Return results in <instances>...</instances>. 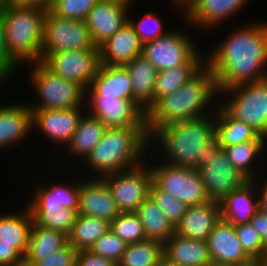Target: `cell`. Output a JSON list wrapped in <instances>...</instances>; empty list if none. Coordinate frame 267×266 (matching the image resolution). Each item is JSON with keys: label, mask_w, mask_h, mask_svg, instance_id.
Here are the masks:
<instances>
[{"label": "cell", "mask_w": 267, "mask_h": 266, "mask_svg": "<svg viewBox=\"0 0 267 266\" xmlns=\"http://www.w3.org/2000/svg\"><path fill=\"white\" fill-rule=\"evenodd\" d=\"M264 22L235 27L204 57L219 92L267 78V22Z\"/></svg>", "instance_id": "1"}, {"label": "cell", "mask_w": 267, "mask_h": 266, "mask_svg": "<svg viewBox=\"0 0 267 266\" xmlns=\"http://www.w3.org/2000/svg\"><path fill=\"white\" fill-rule=\"evenodd\" d=\"M216 97H220L216 78L205 64L187 83L174 93L161 97L147 111L146 128L149 137L160 127L215 113L217 107H209L211 103L212 106H218L212 101Z\"/></svg>", "instance_id": "2"}, {"label": "cell", "mask_w": 267, "mask_h": 266, "mask_svg": "<svg viewBox=\"0 0 267 266\" xmlns=\"http://www.w3.org/2000/svg\"><path fill=\"white\" fill-rule=\"evenodd\" d=\"M150 146L153 144L150 143L146 127L106 128L99 143L82 161L91 169L90 177L95 174V177L101 178L144 163V157H147L144 155L148 154L146 150Z\"/></svg>", "instance_id": "3"}, {"label": "cell", "mask_w": 267, "mask_h": 266, "mask_svg": "<svg viewBox=\"0 0 267 266\" xmlns=\"http://www.w3.org/2000/svg\"><path fill=\"white\" fill-rule=\"evenodd\" d=\"M213 114L158 128L150 136V142L160 144L157 151L163 153L157 154L162 155L163 162L194 168L202 160L205 143L215 136Z\"/></svg>", "instance_id": "4"}, {"label": "cell", "mask_w": 267, "mask_h": 266, "mask_svg": "<svg viewBox=\"0 0 267 266\" xmlns=\"http://www.w3.org/2000/svg\"><path fill=\"white\" fill-rule=\"evenodd\" d=\"M46 9L3 4L0 20L5 45L19 64L41 62Z\"/></svg>", "instance_id": "5"}, {"label": "cell", "mask_w": 267, "mask_h": 266, "mask_svg": "<svg viewBox=\"0 0 267 266\" xmlns=\"http://www.w3.org/2000/svg\"><path fill=\"white\" fill-rule=\"evenodd\" d=\"M29 65L32 66L29 80L39 98L33 105L28 104L31 110L69 109L85 104V90L77 83L54 74L42 62Z\"/></svg>", "instance_id": "6"}, {"label": "cell", "mask_w": 267, "mask_h": 266, "mask_svg": "<svg viewBox=\"0 0 267 266\" xmlns=\"http://www.w3.org/2000/svg\"><path fill=\"white\" fill-rule=\"evenodd\" d=\"M223 95L228 96V101L221 102V106L267 139V78L224 89L220 91L221 99Z\"/></svg>", "instance_id": "7"}, {"label": "cell", "mask_w": 267, "mask_h": 266, "mask_svg": "<svg viewBox=\"0 0 267 266\" xmlns=\"http://www.w3.org/2000/svg\"><path fill=\"white\" fill-rule=\"evenodd\" d=\"M170 29L165 35L143 44L142 55L158 72L185 63H206L187 33Z\"/></svg>", "instance_id": "8"}, {"label": "cell", "mask_w": 267, "mask_h": 266, "mask_svg": "<svg viewBox=\"0 0 267 266\" xmlns=\"http://www.w3.org/2000/svg\"><path fill=\"white\" fill-rule=\"evenodd\" d=\"M147 163L151 165L149 168L152 173V182L188 207L210 201L199 171L195 168L166 162L156 165L149 161Z\"/></svg>", "instance_id": "9"}, {"label": "cell", "mask_w": 267, "mask_h": 266, "mask_svg": "<svg viewBox=\"0 0 267 266\" xmlns=\"http://www.w3.org/2000/svg\"><path fill=\"white\" fill-rule=\"evenodd\" d=\"M95 47L84 21L60 18L47 10L41 61L48 54L71 50H93Z\"/></svg>", "instance_id": "10"}, {"label": "cell", "mask_w": 267, "mask_h": 266, "mask_svg": "<svg viewBox=\"0 0 267 266\" xmlns=\"http://www.w3.org/2000/svg\"><path fill=\"white\" fill-rule=\"evenodd\" d=\"M146 162L101 177L110 189L120 212H135L149 197L152 173Z\"/></svg>", "instance_id": "11"}, {"label": "cell", "mask_w": 267, "mask_h": 266, "mask_svg": "<svg viewBox=\"0 0 267 266\" xmlns=\"http://www.w3.org/2000/svg\"><path fill=\"white\" fill-rule=\"evenodd\" d=\"M54 74L73 81L85 91L101 65L100 50H71L48 54L41 61Z\"/></svg>", "instance_id": "12"}, {"label": "cell", "mask_w": 267, "mask_h": 266, "mask_svg": "<svg viewBox=\"0 0 267 266\" xmlns=\"http://www.w3.org/2000/svg\"><path fill=\"white\" fill-rule=\"evenodd\" d=\"M85 101L87 113L99 119L107 128L146 127V114L132 100L85 97Z\"/></svg>", "instance_id": "13"}, {"label": "cell", "mask_w": 267, "mask_h": 266, "mask_svg": "<svg viewBox=\"0 0 267 266\" xmlns=\"http://www.w3.org/2000/svg\"><path fill=\"white\" fill-rule=\"evenodd\" d=\"M85 110V104L69 109L32 110V129L37 128L55 146L62 144L66 147L86 113Z\"/></svg>", "instance_id": "14"}, {"label": "cell", "mask_w": 267, "mask_h": 266, "mask_svg": "<svg viewBox=\"0 0 267 266\" xmlns=\"http://www.w3.org/2000/svg\"><path fill=\"white\" fill-rule=\"evenodd\" d=\"M131 2L98 0L84 20L93 43L100 47L128 22Z\"/></svg>", "instance_id": "15"}, {"label": "cell", "mask_w": 267, "mask_h": 266, "mask_svg": "<svg viewBox=\"0 0 267 266\" xmlns=\"http://www.w3.org/2000/svg\"><path fill=\"white\" fill-rule=\"evenodd\" d=\"M198 171L211 201L220 202L225 196L248 181L232 165L224 149L216 155V158H211L208 165L201 167Z\"/></svg>", "instance_id": "16"}, {"label": "cell", "mask_w": 267, "mask_h": 266, "mask_svg": "<svg viewBox=\"0 0 267 266\" xmlns=\"http://www.w3.org/2000/svg\"><path fill=\"white\" fill-rule=\"evenodd\" d=\"M77 214L113 221L120 211L106 182L99 177L80 180Z\"/></svg>", "instance_id": "17"}, {"label": "cell", "mask_w": 267, "mask_h": 266, "mask_svg": "<svg viewBox=\"0 0 267 266\" xmlns=\"http://www.w3.org/2000/svg\"><path fill=\"white\" fill-rule=\"evenodd\" d=\"M85 96L129 99L145 113V108L133 97L132 81L124 66L100 65Z\"/></svg>", "instance_id": "18"}, {"label": "cell", "mask_w": 267, "mask_h": 266, "mask_svg": "<svg viewBox=\"0 0 267 266\" xmlns=\"http://www.w3.org/2000/svg\"><path fill=\"white\" fill-rule=\"evenodd\" d=\"M248 0H194L184 11L185 21L199 29H215L242 9Z\"/></svg>", "instance_id": "19"}, {"label": "cell", "mask_w": 267, "mask_h": 266, "mask_svg": "<svg viewBox=\"0 0 267 266\" xmlns=\"http://www.w3.org/2000/svg\"><path fill=\"white\" fill-rule=\"evenodd\" d=\"M206 242L212 262L237 265L251 259L238 240L235 226L222 219L208 235Z\"/></svg>", "instance_id": "20"}, {"label": "cell", "mask_w": 267, "mask_h": 266, "mask_svg": "<svg viewBox=\"0 0 267 266\" xmlns=\"http://www.w3.org/2000/svg\"><path fill=\"white\" fill-rule=\"evenodd\" d=\"M221 219L234 226L248 223L259 210L257 180H248L220 202Z\"/></svg>", "instance_id": "21"}, {"label": "cell", "mask_w": 267, "mask_h": 266, "mask_svg": "<svg viewBox=\"0 0 267 266\" xmlns=\"http://www.w3.org/2000/svg\"><path fill=\"white\" fill-rule=\"evenodd\" d=\"M143 43L129 22L100 47V63L124 66L142 55Z\"/></svg>", "instance_id": "22"}, {"label": "cell", "mask_w": 267, "mask_h": 266, "mask_svg": "<svg viewBox=\"0 0 267 266\" xmlns=\"http://www.w3.org/2000/svg\"><path fill=\"white\" fill-rule=\"evenodd\" d=\"M219 202L208 201L187 207L185 215L175 227V233L193 240L207 241L215 225L220 221Z\"/></svg>", "instance_id": "23"}, {"label": "cell", "mask_w": 267, "mask_h": 266, "mask_svg": "<svg viewBox=\"0 0 267 266\" xmlns=\"http://www.w3.org/2000/svg\"><path fill=\"white\" fill-rule=\"evenodd\" d=\"M32 130V110L28 103L0 104V150L19 144Z\"/></svg>", "instance_id": "24"}, {"label": "cell", "mask_w": 267, "mask_h": 266, "mask_svg": "<svg viewBox=\"0 0 267 266\" xmlns=\"http://www.w3.org/2000/svg\"><path fill=\"white\" fill-rule=\"evenodd\" d=\"M79 180L71 183H54L51 186H37L33 190L32 199L26 203L28 209H61L62 207L74 210L79 209ZM73 182V183H72ZM46 186V187H45Z\"/></svg>", "instance_id": "25"}, {"label": "cell", "mask_w": 267, "mask_h": 266, "mask_svg": "<svg viewBox=\"0 0 267 266\" xmlns=\"http://www.w3.org/2000/svg\"><path fill=\"white\" fill-rule=\"evenodd\" d=\"M164 256L181 266H207L211 263L206 241L193 240L176 233L163 244Z\"/></svg>", "instance_id": "26"}, {"label": "cell", "mask_w": 267, "mask_h": 266, "mask_svg": "<svg viewBox=\"0 0 267 266\" xmlns=\"http://www.w3.org/2000/svg\"><path fill=\"white\" fill-rule=\"evenodd\" d=\"M133 88V97L145 108V114L154 105V92L157 69L143 56H139L124 65Z\"/></svg>", "instance_id": "27"}, {"label": "cell", "mask_w": 267, "mask_h": 266, "mask_svg": "<svg viewBox=\"0 0 267 266\" xmlns=\"http://www.w3.org/2000/svg\"><path fill=\"white\" fill-rule=\"evenodd\" d=\"M23 209L20 213L0 214V242L11 244L25 256L34 220L27 206Z\"/></svg>", "instance_id": "28"}, {"label": "cell", "mask_w": 267, "mask_h": 266, "mask_svg": "<svg viewBox=\"0 0 267 266\" xmlns=\"http://www.w3.org/2000/svg\"><path fill=\"white\" fill-rule=\"evenodd\" d=\"M68 243L69 238L66 233L44 228L34 221L24 256V266H34L39 260H43V257L54 254Z\"/></svg>", "instance_id": "29"}, {"label": "cell", "mask_w": 267, "mask_h": 266, "mask_svg": "<svg viewBox=\"0 0 267 266\" xmlns=\"http://www.w3.org/2000/svg\"><path fill=\"white\" fill-rule=\"evenodd\" d=\"M218 106L214 113L215 136L222 148L251 140H267L243 121L232 117L221 104Z\"/></svg>", "instance_id": "30"}, {"label": "cell", "mask_w": 267, "mask_h": 266, "mask_svg": "<svg viewBox=\"0 0 267 266\" xmlns=\"http://www.w3.org/2000/svg\"><path fill=\"white\" fill-rule=\"evenodd\" d=\"M106 126L97 118L90 116L87 112L82 116L74 135L66 148L72 156L84 160L93 148L99 143ZM80 157V158H79Z\"/></svg>", "instance_id": "31"}, {"label": "cell", "mask_w": 267, "mask_h": 266, "mask_svg": "<svg viewBox=\"0 0 267 266\" xmlns=\"http://www.w3.org/2000/svg\"><path fill=\"white\" fill-rule=\"evenodd\" d=\"M267 141L265 140H251L238 145H231L224 147L229 161L232 165L243 174L248 180L262 179L258 171L256 172V162L259 160L261 153L266 154ZM264 151V152H263ZM259 156V157H257Z\"/></svg>", "instance_id": "32"}, {"label": "cell", "mask_w": 267, "mask_h": 266, "mask_svg": "<svg viewBox=\"0 0 267 266\" xmlns=\"http://www.w3.org/2000/svg\"><path fill=\"white\" fill-rule=\"evenodd\" d=\"M150 240H157L163 244L175 233V227L168 220L163 211L149 196L135 211Z\"/></svg>", "instance_id": "33"}, {"label": "cell", "mask_w": 267, "mask_h": 266, "mask_svg": "<svg viewBox=\"0 0 267 266\" xmlns=\"http://www.w3.org/2000/svg\"><path fill=\"white\" fill-rule=\"evenodd\" d=\"M109 229L110 222L104 219L77 214L71 233L68 235L69 244L77 251L89 250Z\"/></svg>", "instance_id": "34"}, {"label": "cell", "mask_w": 267, "mask_h": 266, "mask_svg": "<svg viewBox=\"0 0 267 266\" xmlns=\"http://www.w3.org/2000/svg\"><path fill=\"white\" fill-rule=\"evenodd\" d=\"M206 63H185L158 72L154 92V104L163 96L174 93L187 83Z\"/></svg>", "instance_id": "35"}, {"label": "cell", "mask_w": 267, "mask_h": 266, "mask_svg": "<svg viewBox=\"0 0 267 266\" xmlns=\"http://www.w3.org/2000/svg\"><path fill=\"white\" fill-rule=\"evenodd\" d=\"M163 243L145 239L128 244L117 266H159Z\"/></svg>", "instance_id": "36"}, {"label": "cell", "mask_w": 267, "mask_h": 266, "mask_svg": "<svg viewBox=\"0 0 267 266\" xmlns=\"http://www.w3.org/2000/svg\"><path fill=\"white\" fill-rule=\"evenodd\" d=\"M33 220L40 226L58 230L69 235L77 213L69 208L29 209Z\"/></svg>", "instance_id": "37"}, {"label": "cell", "mask_w": 267, "mask_h": 266, "mask_svg": "<svg viewBox=\"0 0 267 266\" xmlns=\"http://www.w3.org/2000/svg\"><path fill=\"white\" fill-rule=\"evenodd\" d=\"M110 230L127 245L147 239L144 227L135 212H120L110 222Z\"/></svg>", "instance_id": "38"}, {"label": "cell", "mask_w": 267, "mask_h": 266, "mask_svg": "<svg viewBox=\"0 0 267 266\" xmlns=\"http://www.w3.org/2000/svg\"><path fill=\"white\" fill-rule=\"evenodd\" d=\"M149 196L167 216L171 224L176 227L185 215L188 206L174 198L169 192L159 189L153 182L150 185Z\"/></svg>", "instance_id": "39"}, {"label": "cell", "mask_w": 267, "mask_h": 266, "mask_svg": "<svg viewBox=\"0 0 267 266\" xmlns=\"http://www.w3.org/2000/svg\"><path fill=\"white\" fill-rule=\"evenodd\" d=\"M98 0H52L49 11L64 18L84 21Z\"/></svg>", "instance_id": "40"}, {"label": "cell", "mask_w": 267, "mask_h": 266, "mask_svg": "<svg viewBox=\"0 0 267 266\" xmlns=\"http://www.w3.org/2000/svg\"><path fill=\"white\" fill-rule=\"evenodd\" d=\"M142 16V18L140 17V19L136 21L134 18L128 16V22L134 28L136 34L139 36L143 44L156 40L170 30H163L164 26L158 17V14L156 15L153 12H146L144 15L142 14Z\"/></svg>", "instance_id": "41"}, {"label": "cell", "mask_w": 267, "mask_h": 266, "mask_svg": "<svg viewBox=\"0 0 267 266\" xmlns=\"http://www.w3.org/2000/svg\"><path fill=\"white\" fill-rule=\"evenodd\" d=\"M126 247L127 244L109 229L90 247L89 251L118 264Z\"/></svg>", "instance_id": "42"}, {"label": "cell", "mask_w": 267, "mask_h": 266, "mask_svg": "<svg viewBox=\"0 0 267 266\" xmlns=\"http://www.w3.org/2000/svg\"><path fill=\"white\" fill-rule=\"evenodd\" d=\"M238 240L251 258H261L267 245L250 222L235 226Z\"/></svg>", "instance_id": "43"}, {"label": "cell", "mask_w": 267, "mask_h": 266, "mask_svg": "<svg viewBox=\"0 0 267 266\" xmlns=\"http://www.w3.org/2000/svg\"><path fill=\"white\" fill-rule=\"evenodd\" d=\"M77 250L71 245L57 250L54 254L43 257L34 266H76Z\"/></svg>", "instance_id": "44"}, {"label": "cell", "mask_w": 267, "mask_h": 266, "mask_svg": "<svg viewBox=\"0 0 267 266\" xmlns=\"http://www.w3.org/2000/svg\"><path fill=\"white\" fill-rule=\"evenodd\" d=\"M19 66L20 65L10 56L7 51L3 25L0 20V78L4 81V84L7 80H10L11 76L14 75L15 70H18Z\"/></svg>", "instance_id": "45"}, {"label": "cell", "mask_w": 267, "mask_h": 266, "mask_svg": "<svg viewBox=\"0 0 267 266\" xmlns=\"http://www.w3.org/2000/svg\"><path fill=\"white\" fill-rule=\"evenodd\" d=\"M0 266H24V256L11 244L0 242Z\"/></svg>", "instance_id": "46"}, {"label": "cell", "mask_w": 267, "mask_h": 266, "mask_svg": "<svg viewBox=\"0 0 267 266\" xmlns=\"http://www.w3.org/2000/svg\"><path fill=\"white\" fill-rule=\"evenodd\" d=\"M76 266H117V264L89 250H80L77 252Z\"/></svg>", "instance_id": "47"}, {"label": "cell", "mask_w": 267, "mask_h": 266, "mask_svg": "<svg viewBox=\"0 0 267 266\" xmlns=\"http://www.w3.org/2000/svg\"><path fill=\"white\" fill-rule=\"evenodd\" d=\"M222 146L219 144L216 136H214L209 142L205 143V149L202 152V160L194 167L199 170L201 167L208 165V161L212 158H216V155L222 150Z\"/></svg>", "instance_id": "48"}, {"label": "cell", "mask_w": 267, "mask_h": 266, "mask_svg": "<svg viewBox=\"0 0 267 266\" xmlns=\"http://www.w3.org/2000/svg\"><path fill=\"white\" fill-rule=\"evenodd\" d=\"M250 223L260 235L262 241L267 245V213L259 209L251 218Z\"/></svg>", "instance_id": "49"}, {"label": "cell", "mask_w": 267, "mask_h": 266, "mask_svg": "<svg viewBox=\"0 0 267 266\" xmlns=\"http://www.w3.org/2000/svg\"><path fill=\"white\" fill-rule=\"evenodd\" d=\"M3 3L17 7H38L49 10L52 0H3Z\"/></svg>", "instance_id": "50"}, {"label": "cell", "mask_w": 267, "mask_h": 266, "mask_svg": "<svg viewBox=\"0 0 267 266\" xmlns=\"http://www.w3.org/2000/svg\"><path fill=\"white\" fill-rule=\"evenodd\" d=\"M265 177L266 176H264L263 182L262 180H260V178L257 179V193H258L259 209L267 213V177L266 178Z\"/></svg>", "instance_id": "51"}, {"label": "cell", "mask_w": 267, "mask_h": 266, "mask_svg": "<svg viewBox=\"0 0 267 266\" xmlns=\"http://www.w3.org/2000/svg\"><path fill=\"white\" fill-rule=\"evenodd\" d=\"M234 266H264V265L261 261V258H251L246 262L239 263V264L234 265Z\"/></svg>", "instance_id": "52"}, {"label": "cell", "mask_w": 267, "mask_h": 266, "mask_svg": "<svg viewBox=\"0 0 267 266\" xmlns=\"http://www.w3.org/2000/svg\"><path fill=\"white\" fill-rule=\"evenodd\" d=\"M194 0H173V3H175V5L178 7H183V8H180L181 10L182 9H186L190 4H192Z\"/></svg>", "instance_id": "53"}, {"label": "cell", "mask_w": 267, "mask_h": 266, "mask_svg": "<svg viewBox=\"0 0 267 266\" xmlns=\"http://www.w3.org/2000/svg\"><path fill=\"white\" fill-rule=\"evenodd\" d=\"M159 266H181L178 263H175L173 261H170L168 258H166L164 255L160 259Z\"/></svg>", "instance_id": "54"}, {"label": "cell", "mask_w": 267, "mask_h": 266, "mask_svg": "<svg viewBox=\"0 0 267 266\" xmlns=\"http://www.w3.org/2000/svg\"><path fill=\"white\" fill-rule=\"evenodd\" d=\"M261 261L263 263L264 266H267V248L266 250L264 251L262 257H261Z\"/></svg>", "instance_id": "55"}, {"label": "cell", "mask_w": 267, "mask_h": 266, "mask_svg": "<svg viewBox=\"0 0 267 266\" xmlns=\"http://www.w3.org/2000/svg\"><path fill=\"white\" fill-rule=\"evenodd\" d=\"M207 266H234V265L211 262Z\"/></svg>", "instance_id": "56"}, {"label": "cell", "mask_w": 267, "mask_h": 266, "mask_svg": "<svg viewBox=\"0 0 267 266\" xmlns=\"http://www.w3.org/2000/svg\"><path fill=\"white\" fill-rule=\"evenodd\" d=\"M3 0H0V14H1V9H2V6H3Z\"/></svg>", "instance_id": "57"}, {"label": "cell", "mask_w": 267, "mask_h": 266, "mask_svg": "<svg viewBox=\"0 0 267 266\" xmlns=\"http://www.w3.org/2000/svg\"><path fill=\"white\" fill-rule=\"evenodd\" d=\"M3 82H4V81L0 78V86L2 85Z\"/></svg>", "instance_id": "58"}]
</instances>
